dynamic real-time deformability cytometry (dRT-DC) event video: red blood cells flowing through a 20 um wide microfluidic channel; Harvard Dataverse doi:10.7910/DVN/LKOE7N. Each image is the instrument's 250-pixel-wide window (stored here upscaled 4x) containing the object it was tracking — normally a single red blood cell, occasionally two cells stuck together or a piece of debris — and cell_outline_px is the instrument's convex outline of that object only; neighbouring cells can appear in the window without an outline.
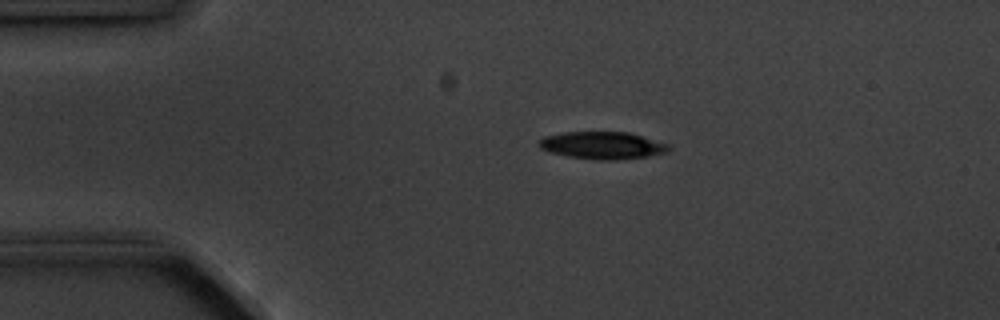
{"species": "common noctule bat (a hibernating species)", "species_latin": "Nyctalus noctula", "temperature_condition": "cold", "stored_images_in_passage": 4, "camera_frame_rate_fps": 3000, "um_per_image_px": 0.085, "animal": {"sex": "male", "body_mass_g": 20.1, "forearm_length_mm": 53.5}, "frame": {"image": 1, "passage_image": 3, "time_ms": 2.333, "image_size_px": [1000, 320], "cell_outline_px": [[672, 144], [668, 152], [648, 156], [616, 160], [596, 160], [568, 156], [548, 152], [540, 148], [536, 140], [544, 136], [560, 132], [628, 132]], "centroid_in_image_um": [51.2, 12.35], "position_along_channel_um": 33.8, "area_um2": 21.04}}